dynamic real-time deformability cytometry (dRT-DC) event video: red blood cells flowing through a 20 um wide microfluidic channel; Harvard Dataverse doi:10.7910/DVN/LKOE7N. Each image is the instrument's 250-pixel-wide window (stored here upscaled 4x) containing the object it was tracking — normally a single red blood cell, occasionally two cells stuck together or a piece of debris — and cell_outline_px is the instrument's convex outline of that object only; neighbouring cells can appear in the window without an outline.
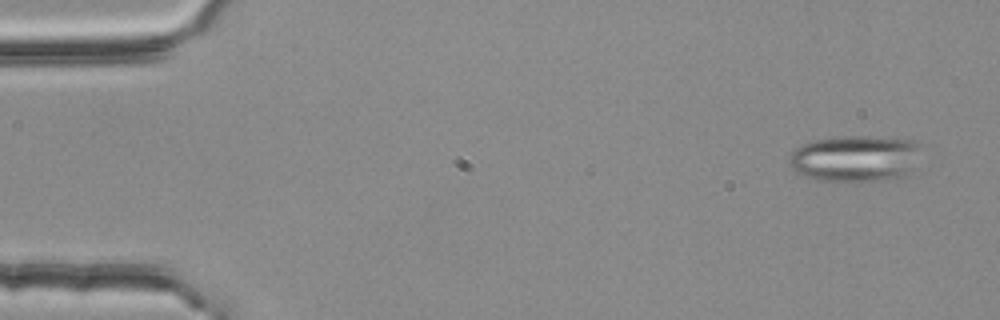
{"species": "common noctule bat (a hibernating species)", "species_latin": "Nyctalus noctula", "temperature_condition": "room temperature", "stored_images_in_passage": 54, "segment_of_instrument_passage": [1, 2], "camera_frame_rate_fps": 3000, "um_per_image_px": 0.085, "animal": {"sex": "female", "body_mass_g": 25.1}, "frame": {"image": 1, "passage_image": 3, "time_ms": 0.667, "image_size_px": [1000, 320], "cell_outline_px": [[920, 144], [904, 176], [876, 180], [816, 180], [804, 176], [796, 172], [788, 164], [788, 160], [792, 152], [800, 144], [816, 140], [840, 136], [860, 136], [912, 140]], "centroid_in_image_um": [72.55, 13.45], "position_along_channel_um": 12.5, "area_um2": 34.62}}